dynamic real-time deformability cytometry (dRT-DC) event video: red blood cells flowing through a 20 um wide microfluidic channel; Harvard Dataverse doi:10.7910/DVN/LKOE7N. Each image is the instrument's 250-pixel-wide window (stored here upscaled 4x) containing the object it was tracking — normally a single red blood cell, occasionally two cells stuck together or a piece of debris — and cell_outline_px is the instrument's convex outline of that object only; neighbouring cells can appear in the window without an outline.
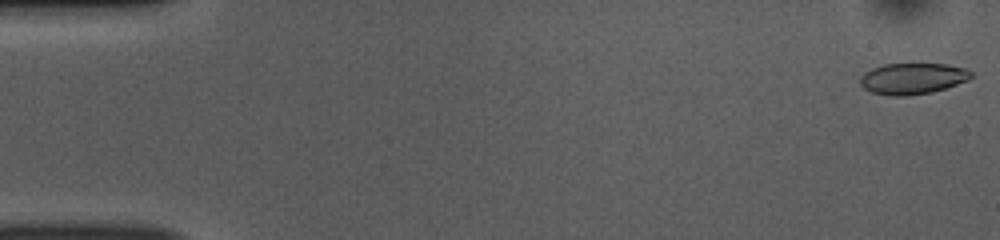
{"species": "common noctule bat (a hibernating species)", "species_latin": "Nyctalus noctula", "temperature_condition": "room temperature", "stored_images_in_passage": 52, "camera_frame_rate_fps": 3000, "um_per_image_px": 0.085, "animal": {"sex": "female", "body_mass_g": 10.0, "forearm_length_mm": 53.1}, "frame": {"image": 1, "passage_image": 1, "time_ms": 0.0, "image_size_px": [1000, 240], "cell_outline_px": [[972, 76], [968, 80], [932, 92], [908, 96], [892, 96], [872, 92], [864, 88], [860, 84], [860, 76], [864, 72], [872, 68], [884, 64], [948, 64], [968, 68], [972, 72]], "centroid_in_image_um": [77.57, 6.67], "position_along_channel_um": 7.4, "area_um2": 20.23}}
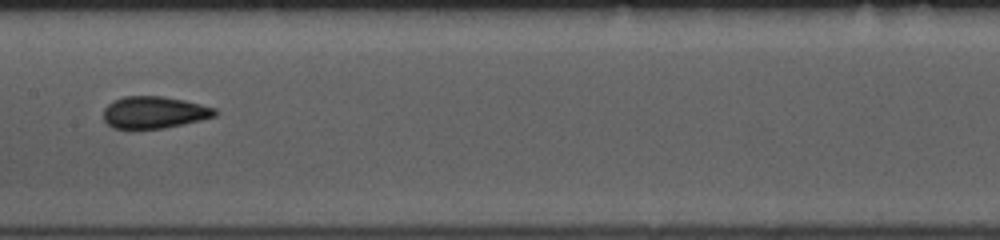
{"frame": {"image": 2, "passage_image": 26, "time_ms": 8.333, "image_size_px": [1000, 240], "cell_outline_px": [[220, 112], [216, 116], [200, 120], [164, 128], [132, 132], [128, 132], [112, 128], [104, 120], [104, 108], [112, 100], [124, 96], [160, 96], [184, 100], [216, 108]], "centroid_in_image_um": [13.05, 9.6], "position_along_channel_um": 194.3, "area_um2": 21.56}}
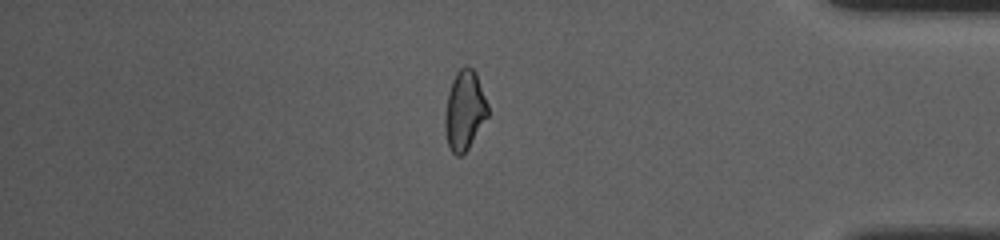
{"frame": {"image": 3, "passage_image": 44, "time_ms": 14.333, "image_size_px": [1000, 240], "cell_outline_px": [[488, 116], [468, 148], [460, 156], [456, 156], [452, 152], [448, 144], [444, 128], [444, 112], [448, 92], [452, 80], [456, 72], [464, 64], [468, 64], [476, 72], [488, 104]], "centroid_in_image_um": [39.47, 9.34], "position_along_channel_um": 395.7, "area_um2": 20.06}, "authors_computed_cell_mechanics": {"area_um2": 20.7213, "velocity_mm_per_s": 3.8636, "shape_relaxation_time_tau1_ms": 4.6765, "shape_relaxation_time_tau2_ms": 1.3989, "deformation_change_tau1": 0.1236, "deformation_change_tau2": 0.0496}}